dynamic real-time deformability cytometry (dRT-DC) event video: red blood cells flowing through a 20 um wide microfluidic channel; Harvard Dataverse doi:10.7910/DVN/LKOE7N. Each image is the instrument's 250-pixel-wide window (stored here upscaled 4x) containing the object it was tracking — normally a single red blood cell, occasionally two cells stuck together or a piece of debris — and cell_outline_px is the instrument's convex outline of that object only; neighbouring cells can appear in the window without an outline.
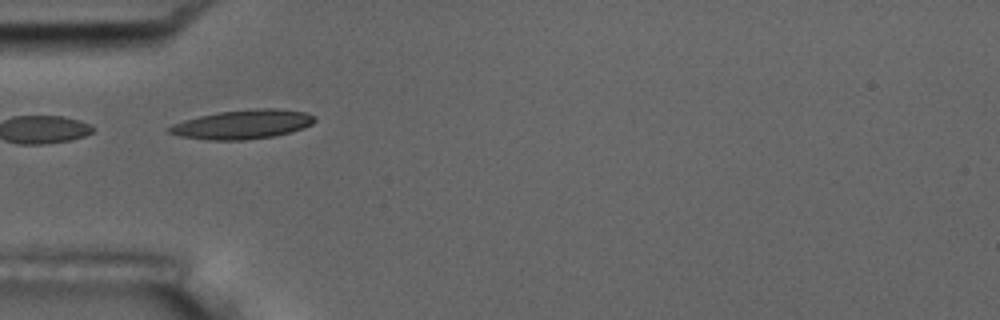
{"species": "common noctule bat (a hibernating species)", "species_latin": "Nyctalus noctula", "temperature_condition": "room temperature", "stored_images_in_passage": 3, "camera_frame_rate_fps": 3000, "um_per_image_px": 0.085, "animal": {"sex": "male", "body_mass_g": 17.5, "forearm_length_mm": 52.3}, "frame": {"image": 1, "passage_image": 2, "time_ms": 1.0, "image_size_px": [1000, 320], "cell_outline_px": [[316, 120], [312, 124], [304, 128], [272, 136], [244, 140], [208, 140], [180, 136], [168, 132], [164, 128], [172, 124], [184, 120], [216, 112], [256, 108], [280, 108], [308, 112], [316, 116]], "centroid_in_image_um": [20.63, 10.55], "position_along_channel_um": 64.4, "area_um2": 24.91}}